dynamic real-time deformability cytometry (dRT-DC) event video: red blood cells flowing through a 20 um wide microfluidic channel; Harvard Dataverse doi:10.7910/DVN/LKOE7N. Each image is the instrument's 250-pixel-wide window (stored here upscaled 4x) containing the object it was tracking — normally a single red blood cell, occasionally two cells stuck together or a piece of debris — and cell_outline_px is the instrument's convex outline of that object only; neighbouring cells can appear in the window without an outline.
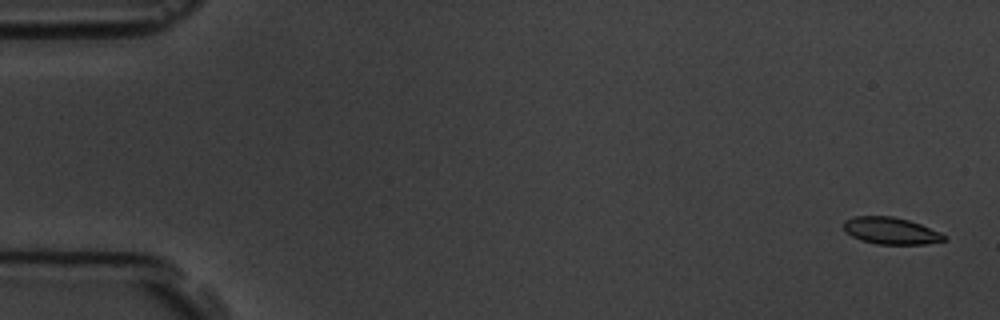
{"species": "common noctule bat (a hibernating species)", "species_latin": "Nyctalus noctula", "temperature_condition": "room temperature", "stored_images_in_passage": 8, "camera_frame_rate_fps": 3000, "um_per_image_px": 0.085, "animal": {"sex": "male", "body_mass_g": 19.5, "forearm_length_mm": 54.6}, "frame": {"image": 1, "passage_image": 1, "time_ms": 0.0, "image_size_px": [1000, 320], "cell_outline_px": [[948, 240], [924, 244], [876, 244], [860, 240], [852, 236], [844, 228], [844, 220], [856, 216], [892, 216], [908, 220], [920, 224], [940, 232], [948, 236]], "centroid_in_image_um": [75.76, 19.62], "position_along_channel_um": 9.2, "area_um2": 15.72}}
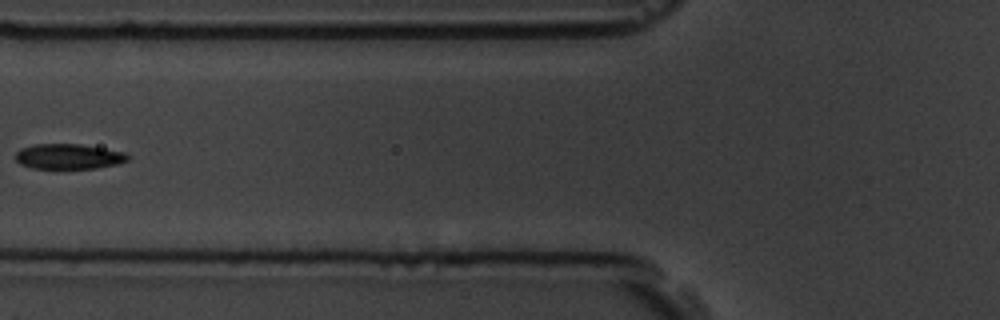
{"frame": {"image": 2, "passage_image": 7, "time_ms": 7.0, "image_size_px": [1000, 320], "cell_outline_px": [[128, 160], [116, 164], [96, 168], [32, 168], [20, 164], [16, 160], [16, 152], [20, 148], [36, 144], [80, 144], [124, 152], [128, 156]], "centroid_in_image_um": [5.79, 13.3], "position_along_channel_um": 120.0, "area_um2": 16.3}}
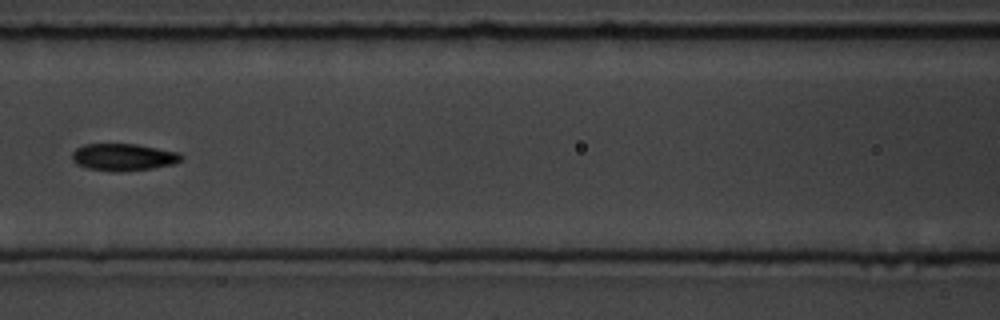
{"frame": {"image": 3, "passage_image": 8, "time_ms": 8.0, "image_size_px": [1000, 320], "cell_outline_px": [[184, 160], [176, 164], [152, 168], [120, 172], [112, 172], [88, 168], [76, 164], [72, 160], [72, 152], [76, 148], [84, 144], [136, 144], [180, 152], [184, 156]], "centroid_in_image_um": [10.53, 13.36], "position_along_channel_um": 156.1, "area_um2": 17.57}}